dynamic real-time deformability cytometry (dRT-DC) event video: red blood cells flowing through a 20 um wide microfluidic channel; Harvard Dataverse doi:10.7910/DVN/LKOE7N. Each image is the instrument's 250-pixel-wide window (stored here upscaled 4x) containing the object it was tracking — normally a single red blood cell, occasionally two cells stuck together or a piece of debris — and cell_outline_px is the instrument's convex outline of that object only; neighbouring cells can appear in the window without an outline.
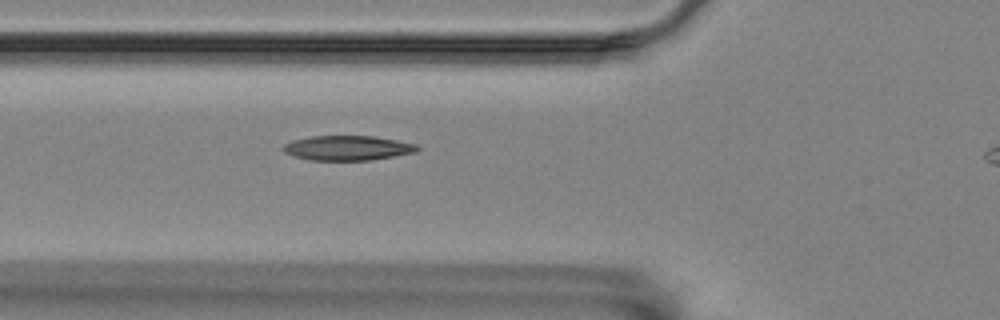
{"species": "Egyptian fruit bat (a non-hibernating species)", "species_latin": "Rousettus aegyptiacus", "temperature_condition": "room temperature", "stored_images_in_passage": 33, "camera_frame_rate_fps": 3000, "um_per_image_px": 0.085, "animal": {"sex": "female"}, "frame": {"image": 1, "passage_image": 3, "time_ms": 0.667, "image_size_px": [1000, 320], "cell_outline_px": [[420, 148], [416, 152], [368, 160], [308, 160], [284, 152], [284, 144], [292, 140], [312, 136], [372, 136], [396, 140], [416, 144]], "centroid_in_image_um": [29.54, 12.57], "position_along_channel_um": 96.3, "area_um2": 19.07}}
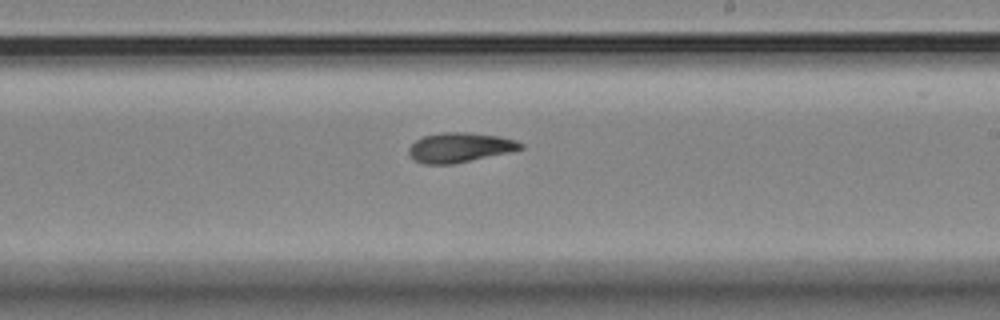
{"frame": {"image": 2, "passage_image": 16, "time_ms": 5.0, "image_size_px": [1000, 320], "cell_outline_px": [[524, 148], [512, 152], [452, 164], [424, 164], [416, 160], [408, 152], [408, 148], [416, 140], [424, 136], [440, 132], [468, 132], [500, 136], [516, 140], [524, 144]], "centroid_in_image_um": [39.13, 12.53], "position_along_channel_um": 249.9, "area_um2": 19.42}}
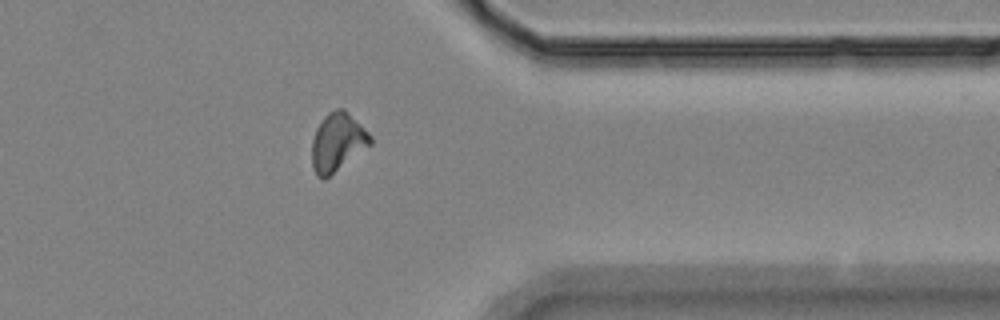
{"frame": {"image": 3, "passage_image": 28, "time_ms": 9.0, "image_size_px": [1000, 320], "cell_outline_px": [[372, 144], [324, 180], [316, 176], [312, 168], [312, 140], [316, 128], [324, 116], [328, 112], [336, 108], [344, 108], [372, 136]], "centroid_in_image_um": [28.67, 12.09], "position_along_channel_um": 382.7, "area_um2": 19.94}}